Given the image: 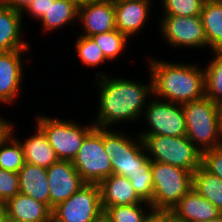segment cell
Segmentation results:
<instances>
[{"label":"cell","instance_id":"obj_6","mask_svg":"<svg viewBox=\"0 0 222 222\" xmlns=\"http://www.w3.org/2000/svg\"><path fill=\"white\" fill-rule=\"evenodd\" d=\"M115 131L104 128V147L110 158L113 174L128 178L137 171H146L151 166V160L141 137L138 136V140H135L125 136L124 132Z\"/></svg>","mask_w":222,"mask_h":222},{"label":"cell","instance_id":"obj_29","mask_svg":"<svg viewBox=\"0 0 222 222\" xmlns=\"http://www.w3.org/2000/svg\"><path fill=\"white\" fill-rule=\"evenodd\" d=\"M78 58L87 66L97 67L107 61L102 50L91 36L79 35L76 40Z\"/></svg>","mask_w":222,"mask_h":222},{"label":"cell","instance_id":"obj_35","mask_svg":"<svg viewBox=\"0 0 222 222\" xmlns=\"http://www.w3.org/2000/svg\"><path fill=\"white\" fill-rule=\"evenodd\" d=\"M34 0H10L8 7L13 8L16 11L21 13L27 9V7L33 2Z\"/></svg>","mask_w":222,"mask_h":222},{"label":"cell","instance_id":"obj_2","mask_svg":"<svg viewBox=\"0 0 222 222\" xmlns=\"http://www.w3.org/2000/svg\"><path fill=\"white\" fill-rule=\"evenodd\" d=\"M150 74L155 97L177 104H185L205 97L204 68L195 64L170 63L150 59ZM166 98V99H165Z\"/></svg>","mask_w":222,"mask_h":222},{"label":"cell","instance_id":"obj_26","mask_svg":"<svg viewBox=\"0 0 222 222\" xmlns=\"http://www.w3.org/2000/svg\"><path fill=\"white\" fill-rule=\"evenodd\" d=\"M214 59L204 68L205 96L222 107V50H214Z\"/></svg>","mask_w":222,"mask_h":222},{"label":"cell","instance_id":"obj_7","mask_svg":"<svg viewBox=\"0 0 222 222\" xmlns=\"http://www.w3.org/2000/svg\"><path fill=\"white\" fill-rule=\"evenodd\" d=\"M36 126L46 135L59 160L73 161L85 137L95 128L94 124L82 126L76 121L36 116Z\"/></svg>","mask_w":222,"mask_h":222},{"label":"cell","instance_id":"obj_1","mask_svg":"<svg viewBox=\"0 0 222 222\" xmlns=\"http://www.w3.org/2000/svg\"><path fill=\"white\" fill-rule=\"evenodd\" d=\"M96 79L100 100L97 120L93 123L95 127L111 128L120 121L139 120L147 97L153 93L151 75L147 85L130 79L111 78L104 73H96Z\"/></svg>","mask_w":222,"mask_h":222},{"label":"cell","instance_id":"obj_33","mask_svg":"<svg viewBox=\"0 0 222 222\" xmlns=\"http://www.w3.org/2000/svg\"><path fill=\"white\" fill-rule=\"evenodd\" d=\"M202 166L222 181V146L204 151Z\"/></svg>","mask_w":222,"mask_h":222},{"label":"cell","instance_id":"obj_34","mask_svg":"<svg viewBox=\"0 0 222 222\" xmlns=\"http://www.w3.org/2000/svg\"><path fill=\"white\" fill-rule=\"evenodd\" d=\"M48 0H34L25 11L29 12L33 18L40 19L47 11Z\"/></svg>","mask_w":222,"mask_h":222},{"label":"cell","instance_id":"obj_8","mask_svg":"<svg viewBox=\"0 0 222 222\" xmlns=\"http://www.w3.org/2000/svg\"><path fill=\"white\" fill-rule=\"evenodd\" d=\"M72 164L82 180L88 184H99L113 174L111 161L104 147V128L95 127L85 137Z\"/></svg>","mask_w":222,"mask_h":222},{"label":"cell","instance_id":"obj_18","mask_svg":"<svg viewBox=\"0 0 222 222\" xmlns=\"http://www.w3.org/2000/svg\"><path fill=\"white\" fill-rule=\"evenodd\" d=\"M20 193L43 202L50 208V189L47 169L25 162L18 172Z\"/></svg>","mask_w":222,"mask_h":222},{"label":"cell","instance_id":"obj_22","mask_svg":"<svg viewBox=\"0 0 222 222\" xmlns=\"http://www.w3.org/2000/svg\"><path fill=\"white\" fill-rule=\"evenodd\" d=\"M13 126L7 122L0 134V168L18 173L25 164V157L20 141L13 136Z\"/></svg>","mask_w":222,"mask_h":222},{"label":"cell","instance_id":"obj_30","mask_svg":"<svg viewBox=\"0 0 222 222\" xmlns=\"http://www.w3.org/2000/svg\"><path fill=\"white\" fill-rule=\"evenodd\" d=\"M206 0H162L163 15L199 16Z\"/></svg>","mask_w":222,"mask_h":222},{"label":"cell","instance_id":"obj_9","mask_svg":"<svg viewBox=\"0 0 222 222\" xmlns=\"http://www.w3.org/2000/svg\"><path fill=\"white\" fill-rule=\"evenodd\" d=\"M104 210L98 184L86 183L52 209V222H94Z\"/></svg>","mask_w":222,"mask_h":222},{"label":"cell","instance_id":"obj_20","mask_svg":"<svg viewBox=\"0 0 222 222\" xmlns=\"http://www.w3.org/2000/svg\"><path fill=\"white\" fill-rule=\"evenodd\" d=\"M23 13L8 6H0V52L29 49L21 40Z\"/></svg>","mask_w":222,"mask_h":222},{"label":"cell","instance_id":"obj_37","mask_svg":"<svg viewBox=\"0 0 222 222\" xmlns=\"http://www.w3.org/2000/svg\"><path fill=\"white\" fill-rule=\"evenodd\" d=\"M94 222H111V221L105 213H102Z\"/></svg>","mask_w":222,"mask_h":222},{"label":"cell","instance_id":"obj_10","mask_svg":"<svg viewBox=\"0 0 222 222\" xmlns=\"http://www.w3.org/2000/svg\"><path fill=\"white\" fill-rule=\"evenodd\" d=\"M142 116L151 128L138 134L141 138L144 135L186 136V122L180 104L152 99L146 104Z\"/></svg>","mask_w":222,"mask_h":222},{"label":"cell","instance_id":"obj_3","mask_svg":"<svg viewBox=\"0 0 222 222\" xmlns=\"http://www.w3.org/2000/svg\"><path fill=\"white\" fill-rule=\"evenodd\" d=\"M186 137L203 153L222 146V107L206 96L182 104Z\"/></svg>","mask_w":222,"mask_h":222},{"label":"cell","instance_id":"obj_15","mask_svg":"<svg viewBox=\"0 0 222 222\" xmlns=\"http://www.w3.org/2000/svg\"><path fill=\"white\" fill-rule=\"evenodd\" d=\"M116 29L128 38L138 33L148 20L150 0H113Z\"/></svg>","mask_w":222,"mask_h":222},{"label":"cell","instance_id":"obj_32","mask_svg":"<svg viewBox=\"0 0 222 222\" xmlns=\"http://www.w3.org/2000/svg\"><path fill=\"white\" fill-rule=\"evenodd\" d=\"M18 193H20L19 174L0 168V201L6 204Z\"/></svg>","mask_w":222,"mask_h":222},{"label":"cell","instance_id":"obj_25","mask_svg":"<svg viewBox=\"0 0 222 222\" xmlns=\"http://www.w3.org/2000/svg\"><path fill=\"white\" fill-rule=\"evenodd\" d=\"M192 188L222 212V181L202 165L192 174Z\"/></svg>","mask_w":222,"mask_h":222},{"label":"cell","instance_id":"obj_27","mask_svg":"<svg viewBox=\"0 0 222 222\" xmlns=\"http://www.w3.org/2000/svg\"><path fill=\"white\" fill-rule=\"evenodd\" d=\"M143 204L149 208V211L143 210ZM153 212L151 205L144 201L142 203L113 206L104 209V213L109 217L111 222H145Z\"/></svg>","mask_w":222,"mask_h":222},{"label":"cell","instance_id":"obj_24","mask_svg":"<svg viewBox=\"0 0 222 222\" xmlns=\"http://www.w3.org/2000/svg\"><path fill=\"white\" fill-rule=\"evenodd\" d=\"M207 46L222 50V9L214 0H206L200 13Z\"/></svg>","mask_w":222,"mask_h":222},{"label":"cell","instance_id":"obj_4","mask_svg":"<svg viewBox=\"0 0 222 222\" xmlns=\"http://www.w3.org/2000/svg\"><path fill=\"white\" fill-rule=\"evenodd\" d=\"M141 139L151 161L186 169L192 174L202 165V152L186 136L144 135Z\"/></svg>","mask_w":222,"mask_h":222},{"label":"cell","instance_id":"obj_14","mask_svg":"<svg viewBox=\"0 0 222 222\" xmlns=\"http://www.w3.org/2000/svg\"><path fill=\"white\" fill-rule=\"evenodd\" d=\"M28 49L0 52V101L9 104L15 101L22 85V53Z\"/></svg>","mask_w":222,"mask_h":222},{"label":"cell","instance_id":"obj_36","mask_svg":"<svg viewBox=\"0 0 222 222\" xmlns=\"http://www.w3.org/2000/svg\"><path fill=\"white\" fill-rule=\"evenodd\" d=\"M157 222H180L168 212H157Z\"/></svg>","mask_w":222,"mask_h":222},{"label":"cell","instance_id":"obj_28","mask_svg":"<svg viewBox=\"0 0 222 222\" xmlns=\"http://www.w3.org/2000/svg\"><path fill=\"white\" fill-rule=\"evenodd\" d=\"M91 37L96 41L105 58L109 61L115 60L122 53L128 41V37L117 29Z\"/></svg>","mask_w":222,"mask_h":222},{"label":"cell","instance_id":"obj_17","mask_svg":"<svg viewBox=\"0 0 222 222\" xmlns=\"http://www.w3.org/2000/svg\"><path fill=\"white\" fill-rule=\"evenodd\" d=\"M103 210L113 206H125L143 201L137 196L131 181L121 175L112 174L99 184Z\"/></svg>","mask_w":222,"mask_h":222},{"label":"cell","instance_id":"obj_38","mask_svg":"<svg viewBox=\"0 0 222 222\" xmlns=\"http://www.w3.org/2000/svg\"><path fill=\"white\" fill-rule=\"evenodd\" d=\"M145 222H157V212H153Z\"/></svg>","mask_w":222,"mask_h":222},{"label":"cell","instance_id":"obj_42","mask_svg":"<svg viewBox=\"0 0 222 222\" xmlns=\"http://www.w3.org/2000/svg\"><path fill=\"white\" fill-rule=\"evenodd\" d=\"M10 0H0V6H8Z\"/></svg>","mask_w":222,"mask_h":222},{"label":"cell","instance_id":"obj_44","mask_svg":"<svg viewBox=\"0 0 222 222\" xmlns=\"http://www.w3.org/2000/svg\"><path fill=\"white\" fill-rule=\"evenodd\" d=\"M0 222H5V212L0 215Z\"/></svg>","mask_w":222,"mask_h":222},{"label":"cell","instance_id":"obj_21","mask_svg":"<svg viewBox=\"0 0 222 222\" xmlns=\"http://www.w3.org/2000/svg\"><path fill=\"white\" fill-rule=\"evenodd\" d=\"M34 135L21 142L25 162L48 169L59 160L44 132L37 126Z\"/></svg>","mask_w":222,"mask_h":222},{"label":"cell","instance_id":"obj_45","mask_svg":"<svg viewBox=\"0 0 222 222\" xmlns=\"http://www.w3.org/2000/svg\"><path fill=\"white\" fill-rule=\"evenodd\" d=\"M78 4H82L91 0H75Z\"/></svg>","mask_w":222,"mask_h":222},{"label":"cell","instance_id":"obj_19","mask_svg":"<svg viewBox=\"0 0 222 222\" xmlns=\"http://www.w3.org/2000/svg\"><path fill=\"white\" fill-rule=\"evenodd\" d=\"M8 217L27 222H51L52 210L43 202L18 193L4 204Z\"/></svg>","mask_w":222,"mask_h":222},{"label":"cell","instance_id":"obj_43","mask_svg":"<svg viewBox=\"0 0 222 222\" xmlns=\"http://www.w3.org/2000/svg\"><path fill=\"white\" fill-rule=\"evenodd\" d=\"M4 204L0 201V215L4 213Z\"/></svg>","mask_w":222,"mask_h":222},{"label":"cell","instance_id":"obj_16","mask_svg":"<svg viewBox=\"0 0 222 222\" xmlns=\"http://www.w3.org/2000/svg\"><path fill=\"white\" fill-rule=\"evenodd\" d=\"M180 222H208L222 212L191 188L169 212Z\"/></svg>","mask_w":222,"mask_h":222},{"label":"cell","instance_id":"obj_31","mask_svg":"<svg viewBox=\"0 0 222 222\" xmlns=\"http://www.w3.org/2000/svg\"><path fill=\"white\" fill-rule=\"evenodd\" d=\"M137 196L144 202L151 203L153 199V177L151 166L146 171H137L128 177Z\"/></svg>","mask_w":222,"mask_h":222},{"label":"cell","instance_id":"obj_41","mask_svg":"<svg viewBox=\"0 0 222 222\" xmlns=\"http://www.w3.org/2000/svg\"><path fill=\"white\" fill-rule=\"evenodd\" d=\"M208 222H222V214L216 218H213L212 220H210Z\"/></svg>","mask_w":222,"mask_h":222},{"label":"cell","instance_id":"obj_23","mask_svg":"<svg viewBox=\"0 0 222 222\" xmlns=\"http://www.w3.org/2000/svg\"><path fill=\"white\" fill-rule=\"evenodd\" d=\"M78 9L79 4L75 0H48L47 11L39 20L44 31L51 32L68 23L74 25V20L78 19Z\"/></svg>","mask_w":222,"mask_h":222},{"label":"cell","instance_id":"obj_47","mask_svg":"<svg viewBox=\"0 0 222 222\" xmlns=\"http://www.w3.org/2000/svg\"><path fill=\"white\" fill-rule=\"evenodd\" d=\"M221 129H222V111H221Z\"/></svg>","mask_w":222,"mask_h":222},{"label":"cell","instance_id":"obj_40","mask_svg":"<svg viewBox=\"0 0 222 222\" xmlns=\"http://www.w3.org/2000/svg\"><path fill=\"white\" fill-rule=\"evenodd\" d=\"M5 222H27V221H21V220L15 219V218H11L5 214Z\"/></svg>","mask_w":222,"mask_h":222},{"label":"cell","instance_id":"obj_12","mask_svg":"<svg viewBox=\"0 0 222 222\" xmlns=\"http://www.w3.org/2000/svg\"><path fill=\"white\" fill-rule=\"evenodd\" d=\"M50 189V209L70 198L86 183L72 161L58 160L47 169Z\"/></svg>","mask_w":222,"mask_h":222},{"label":"cell","instance_id":"obj_11","mask_svg":"<svg viewBox=\"0 0 222 222\" xmlns=\"http://www.w3.org/2000/svg\"><path fill=\"white\" fill-rule=\"evenodd\" d=\"M160 31L164 40L173 48L204 47L207 40L204 33L201 17L164 15L161 18Z\"/></svg>","mask_w":222,"mask_h":222},{"label":"cell","instance_id":"obj_46","mask_svg":"<svg viewBox=\"0 0 222 222\" xmlns=\"http://www.w3.org/2000/svg\"><path fill=\"white\" fill-rule=\"evenodd\" d=\"M214 1H216L222 9V0H214Z\"/></svg>","mask_w":222,"mask_h":222},{"label":"cell","instance_id":"obj_13","mask_svg":"<svg viewBox=\"0 0 222 222\" xmlns=\"http://www.w3.org/2000/svg\"><path fill=\"white\" fill-rule=\"evenodd\" d=\"M78 19L84 36H93L116 29L113 0H91L79 4Z\"/></svg>","mask_w":222,"mask_h":222},{"label":"cell","instance_id":"obj_39","mask_svg":"<svg viewBox=\"0 0 222 222\" xmlns=\"http://www.w3.org/2000/svg\"><path fill=\"white\" fill-rule=\"evenodd\" d=\"M7 121L4 118L0 117V134L6 128Z\"/></svg>","mask_w":222,"mask_h":222},{"label":"cell","instance_id":"obj_5","mask_svg":"<svg viewBox=\"0 0 222 222\" xmlns=\"http://www.w3.org/2000/svg\"><path fill=\"white\" fill-rule=\"evenodd\" d=\"M153 177L154 212H170L180 199L193 187L192 173L173 165L151 161Z\"/></svg>","mask_w":222,"mask_h":222}]
</instances>
